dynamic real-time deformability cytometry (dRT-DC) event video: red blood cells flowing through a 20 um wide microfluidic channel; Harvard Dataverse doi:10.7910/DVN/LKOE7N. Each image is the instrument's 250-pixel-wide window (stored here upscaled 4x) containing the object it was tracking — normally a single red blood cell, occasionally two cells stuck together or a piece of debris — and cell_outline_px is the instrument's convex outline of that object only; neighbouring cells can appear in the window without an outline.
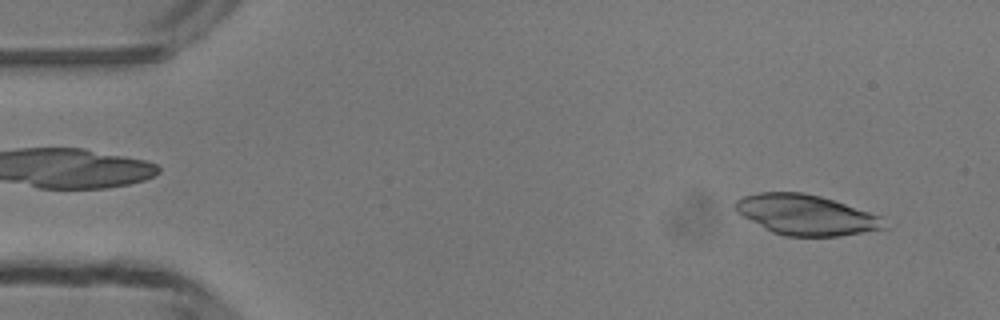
{"species": "common noctule bat (a hibernating species)", "species_latin": "Nyctalus noctula", "temperature_condition": "room temperature", "stored_images_in_passage": 47, "camera_frame_rate_fps": 3000, "um_per_image_px": 0.085, "animal": {"sex": "male", "body_mass_g": 13.3}, "frame": {"image": 1, "passage_image": 3, "time_ms": 0.667, "image_size_px": [1000, 320], "cell_outline_px": [[888, 228], [840, 236], [784, 236], [772, 232], [736, 212], [736, 200], [744, 196], [760, 192], [804, 192], [820, 196], [884, 216]], "centroid_in_image_um": [68.57, 18.26], "position_along_channel_um": 16.4, "area_um2": 34.97}}